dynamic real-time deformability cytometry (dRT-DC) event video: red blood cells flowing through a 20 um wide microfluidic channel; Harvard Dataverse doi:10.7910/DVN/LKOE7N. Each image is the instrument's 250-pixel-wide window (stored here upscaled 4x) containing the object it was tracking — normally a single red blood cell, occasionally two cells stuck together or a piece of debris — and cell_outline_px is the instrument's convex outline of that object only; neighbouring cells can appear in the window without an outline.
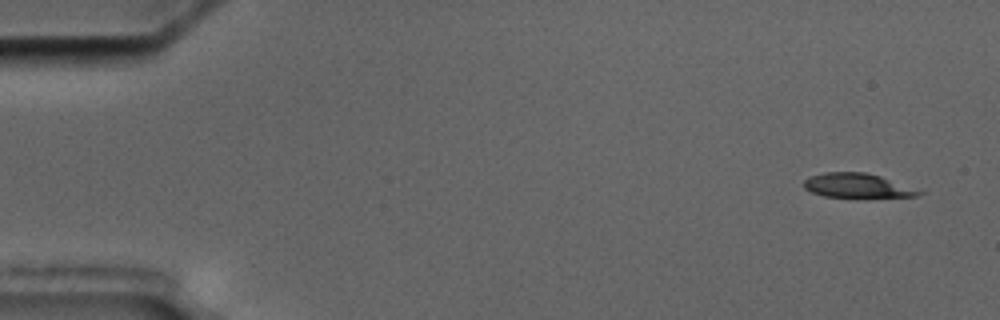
{"species": "common noctule bat (a hibernating species)", "species_latin": "Nyctalus noctula", "temperature_condition": "cold", "stored_images_in_passage": 5, "camera_frame_rate_fps": 3000, "um_per_image_px": 0.085, "animal": {"sex": "male", "body_mass_g": 17.5, "forearm_length_mm": 52.3}, "frame": {"image": 1, "passage_image": 1, "time_ms": 0.0, "image_size_px": [1000, 320], "cell_outline_px": [[924, 192], [916, 196], [824, 196], [812, 192], [804, 188], [804, 180], [808, 176], [824, 172], [864, 172], [880, 176]], "centroid_in_image_um": [72.78, 15.75], "position_along_channel_um": 12.2, "area_um2": 15.72}}
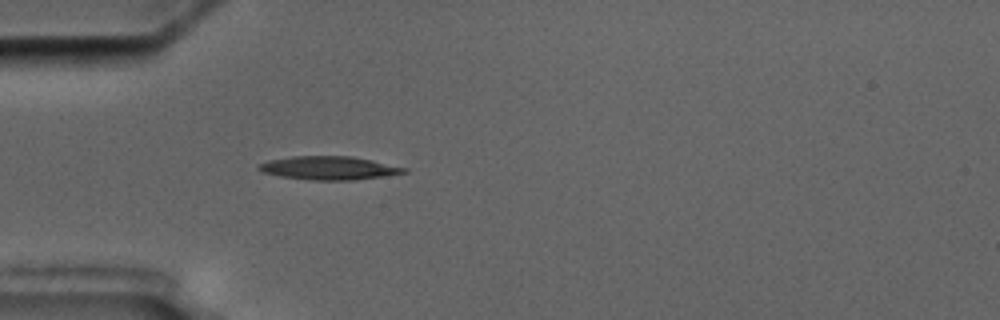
{"frame": {"image": 2, "passage_image": 5, "time_ms": 4.667, "image_size_px": [1000, 320], "cell_outline_px": [[408, 172], [356, 180], [312, 180], [280, 176], [264, 172], [256, 168], [256, 164], [268, 160], [292, 156], [352, 156], [372, 160], [408, 168]], "centroid_in_image_um": [27.94, 14.27], "position_along_channel_um": 57.1, "area_um2": 19.88}}